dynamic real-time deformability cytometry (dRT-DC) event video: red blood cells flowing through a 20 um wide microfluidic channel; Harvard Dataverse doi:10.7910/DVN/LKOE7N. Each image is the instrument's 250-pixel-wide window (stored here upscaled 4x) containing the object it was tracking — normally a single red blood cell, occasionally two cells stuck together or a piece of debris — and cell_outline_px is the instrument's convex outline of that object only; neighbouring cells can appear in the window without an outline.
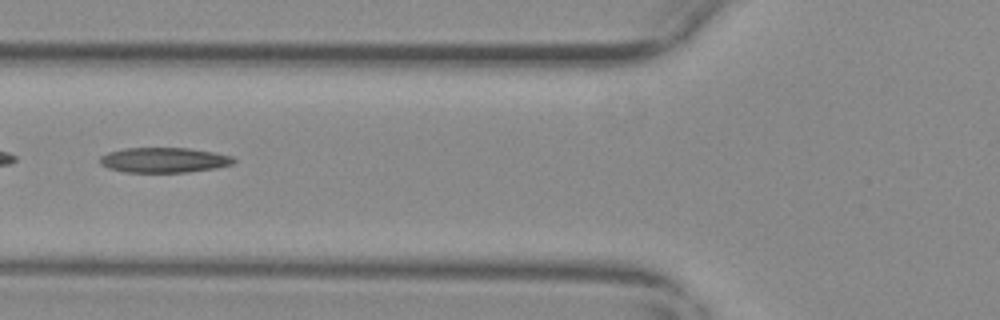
{"species": "common noctule bat (a hibernating species)", "species_latin": "Nyctalus noctula", "temperature_condition": "warm", "stored_images_in_passage": 55, "camera_frame_rate_fps": 3000, "um_per_image_px": 0.085, "animal": {"sex": "female", "body_mass_g": 29.2, "forearm_length_mm": 56.3}, "frame": {"image": 1, "passage_image": 21, "time_ms": 6.667, "image_size_px": [1000, 320], "cell_outline_px": [[236, 160], [232, 164], [216, 168], [188, 172], [124, 172], [108, 168], [100, 164], [100, 156], [108, 152], [124, 148], [188, 148], [216, 152], [232, 156]], "centroid_in_image_um": [13.94, 13.6], "position_along_channel_um": 111.9, "area_um2": 19.65}}
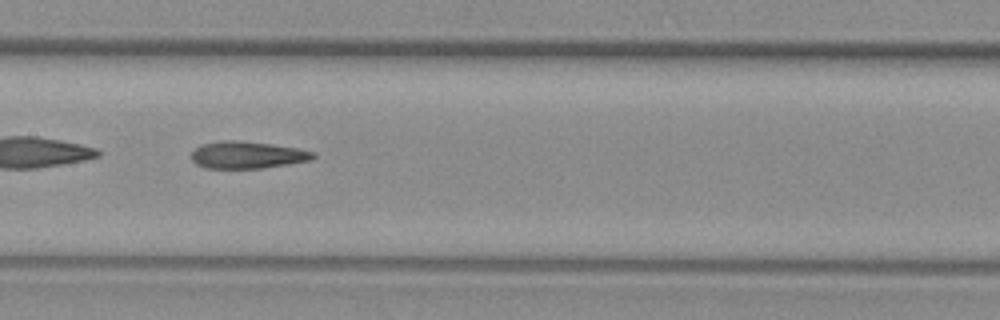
{"frame": {"image": 2, "passage_image": 27, "time_ms": 8.667, "image_size_px": [1000, 320], "cell_outline_px": [[316, 156], [308, 160], [288, 164], [264, 168], [204, 168], [196, 164], [192, 160], [192, 152], [200, 144], [224, 140], [236, 140], [268, 144], [296, 148], [312, 152]], "centroid_in_image_um": [20.95, 13.17], "position_along_channel_um": 186.4, "area_um2": 18.96}}
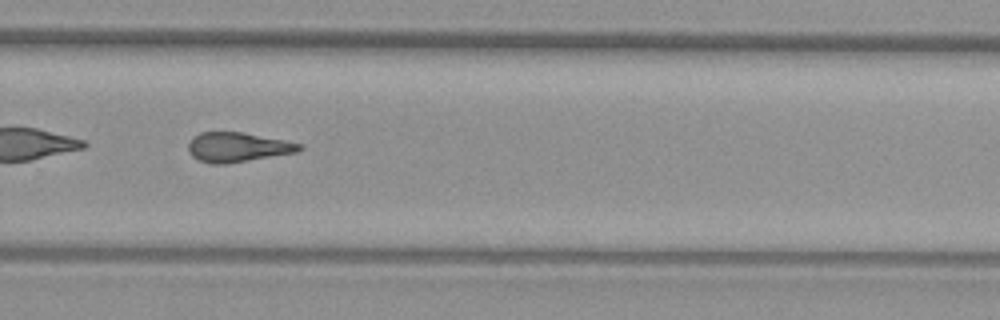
{"frame": {"image": 3, "passage_image": 37, "time_ms": 12.0, "image_size_px": [1000, 320], "cell_outline_px": [[304, 148], [296, 152], [228, 164], [212, 164], [196, 160], [192, 156], [188, 148], [188, 144], [200, 132], [244, 132], [304, 144]], "centroid_in_image_um": [20.22, 12.52], "position_along_channel_um": 309.6, "area_um2": 19.19}, "authors_computed_cell_mechanics": {"area_um2": 19.7676, "velocity_mm_per_s": 3.715, "shape_relaxation_time_tau1_ms": null, "shape_relaxation_time_tau2_ms": 5.4253, "deformation_change_tau1": null, "deformation_change_tau2": 0.1846}}